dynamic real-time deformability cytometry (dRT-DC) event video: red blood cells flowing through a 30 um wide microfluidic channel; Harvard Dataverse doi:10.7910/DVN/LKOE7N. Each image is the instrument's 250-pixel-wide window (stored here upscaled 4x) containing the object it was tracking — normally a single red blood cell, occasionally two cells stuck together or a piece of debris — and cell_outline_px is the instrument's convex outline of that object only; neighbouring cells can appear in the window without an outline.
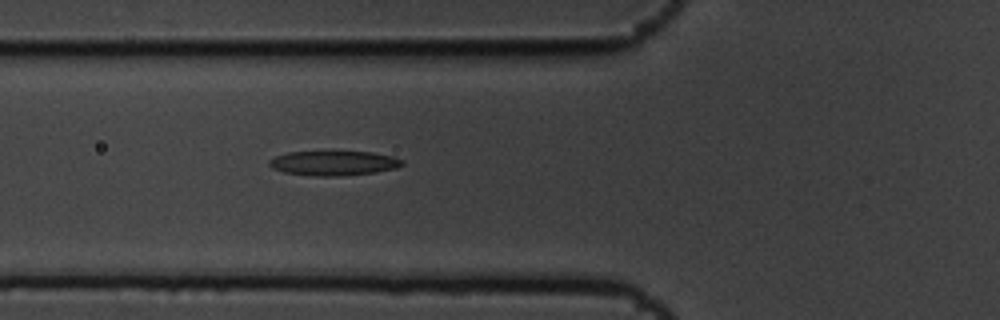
{"species": "common noctule bat (a hibernating species)", "species_latin": "Nyctalus noctula", "temperature_condition": "cold", "stored_images_in_passage": 8, "camera_frame_rate_fps": 3000, "um_per_image_px": 0.085, "animal": {"sex": "male", "body_mass_g": 19.5, "forearm_length_mm": 54.6}, "frame": {"image": 1, "passage_image": 8, "time_ms": 2.333, "image_size_px": [1000, 320], "cell_outline_px": [[404, 164], [396, 168], [376, 172], [340, 176], [316, 176], [284, 172], [272, 168], [268, 164], [268, 160], [276, 156], [288, 152], [324, 148], [372, 152], [392, 156], [404, 160]], "centroid_in_image_um": [28.34, 13.8], "position_along_channel_um": 97.5, "area_um2": 20.23}}